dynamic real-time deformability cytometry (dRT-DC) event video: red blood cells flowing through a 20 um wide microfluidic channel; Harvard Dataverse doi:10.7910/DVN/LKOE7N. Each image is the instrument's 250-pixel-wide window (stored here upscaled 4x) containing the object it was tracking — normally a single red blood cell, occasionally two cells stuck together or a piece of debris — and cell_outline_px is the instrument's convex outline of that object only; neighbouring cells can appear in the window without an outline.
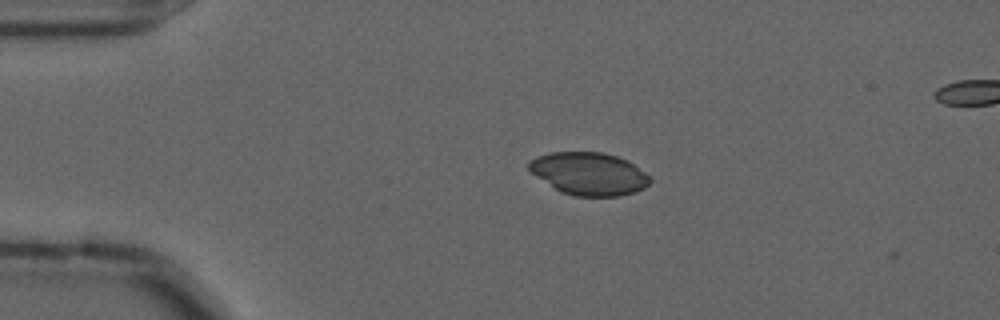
{"species": "common noctule bat (a hibernating species)", "species_latin": "Nyctalus noctula", "temperature_condition": "cold", "stored_images_in_passage": 6, "camera_frame_rate_fps": 3000, "um_per_image_px": 0.085, "animal": {"sex": "male", "forearm_length_mm": 52.5}, "frame": {"image": 1, "passage_image": 3, "time_ms": 0.667, "image_size_px": [1000, 320], "cell_outline_px": [[652, 180], [644, 188], [636, 192], [620, 196], [572, 196], [560, 192], [532, 172], [528, 168], [528, 160], [536, 156], [552, 152], [604, 152], [628, 160], [644, 172]], "centroid_in_image_um": [50.07, 14.76], "position_along_channel_um": 34.9, "area_um2": 30.11}}